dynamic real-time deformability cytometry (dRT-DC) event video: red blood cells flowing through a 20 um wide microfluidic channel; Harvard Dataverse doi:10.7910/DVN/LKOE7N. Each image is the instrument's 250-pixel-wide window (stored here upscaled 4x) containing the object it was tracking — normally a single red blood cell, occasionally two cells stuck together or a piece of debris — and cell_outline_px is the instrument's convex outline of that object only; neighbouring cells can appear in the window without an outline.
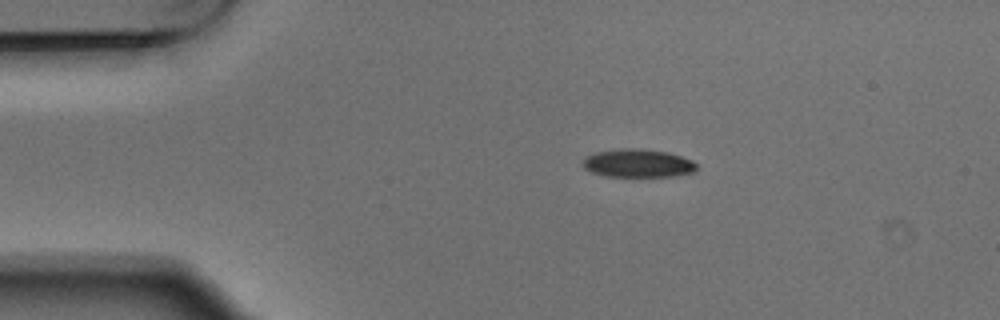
{"species": "Egyptian fruit bat (a non-hibernating species)", "species_latin": "Rousettus aegyptiacus", "temperature_condition": "warm", "stored_images_in_passage": 4, "camera_frame_rate_fps": 3000, "um_per_image_px": 0.085, "animal": {"sex": "male"}, "frame": {"image": 1, "passage_image": 1, "time_ms": 0.0, "image_size_px": [1000, 320], "cell_outline_px": [[696, 168], [692, 172], [672, 176], [604, 176], [592, 172], [584, 168], [580, 160], [584, 156], [596, 152], [620, 148], [640, 148], [668, 152], [692, 160], [696, 164]], "centroid_in_image_um": [54.15, 13.86], "position_along_channel_um": 30.9, "area_um2": 18.79}}
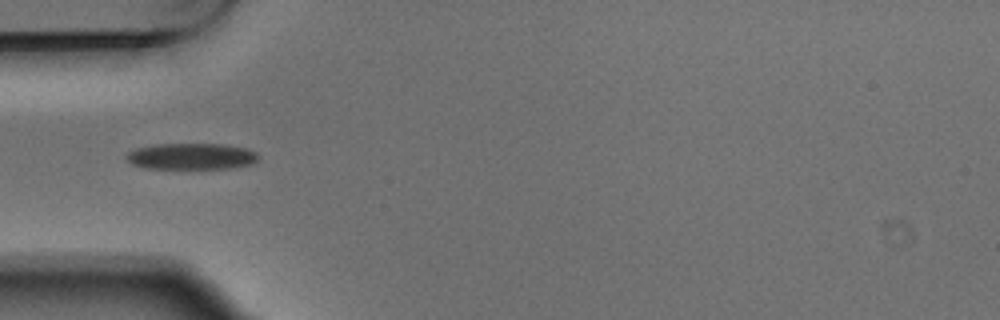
{"frame": {"image": 2, "passage_image": 3, "time_ms": 0.667, "image_size_px": [1000, 320], "cell_outline_px": [[260, 156], [252, 164], [232, 168], [144, 168], [132, 164], [124, 156], [128, 152], [136, 148], [156, 144], [224, 144], [248, 148], [256, 152]], "centroid_in_image_um": [16.29, 13.28], "position_along_channel_um": 68.7, "area_um2": 20.29}}
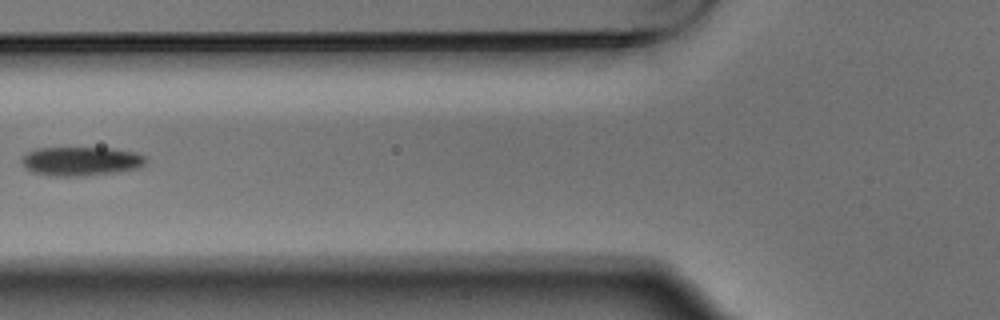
{"frame": {"image": 3, "passage_image": 4, "time_ms": 1.0, "image_size_px": [1000, 320], "cell_outline_px": [[148, 160], [140, 168], [116, 172], [80, 176], [56, 176], [32, 172], [24, 168], [20, 160], [28, 152], [36, 148], [108, 148], [136, 152], [144, 156]], "centroid_in_image_um": [6.88, 13.7], "position_along_channel_um": 118.9, "area_um2": 20.98}}